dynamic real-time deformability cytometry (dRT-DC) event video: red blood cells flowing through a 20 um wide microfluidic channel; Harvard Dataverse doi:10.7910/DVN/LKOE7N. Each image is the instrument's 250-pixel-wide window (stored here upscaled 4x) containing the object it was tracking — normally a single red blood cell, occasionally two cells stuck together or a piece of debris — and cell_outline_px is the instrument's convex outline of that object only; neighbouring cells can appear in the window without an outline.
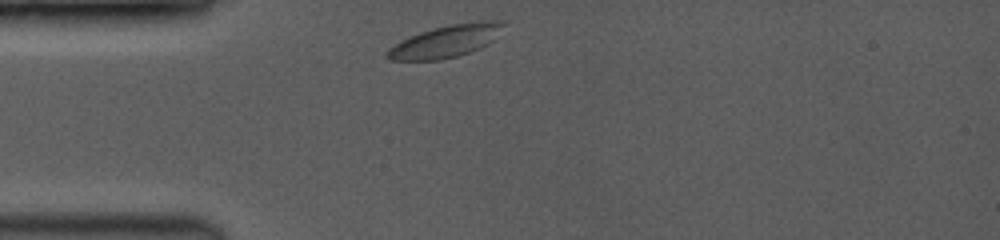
{"species": "common noctule bat (a hibernating species)", "species_latin": "Nyctalus noctula", "temperature_condition": "room temperature", "stored_images_in_passage": 36, "segment_of_instrument_passage": [1, 2], "camera_frame_rate_fps": 3500, "um_per_image_px": 0.085, "animal": {"sex": "female", "body_mass_g": 19.0, "forearm_length_mm": 53.3}, "frame": {"image": 1, "passage_image": 1, "time_ms": 0.0, "image_size_px": [1000, 240], "cell_outline_px": [[504, 24], [492, 40], [488, 44], [468, 52], [456, 56], [436, 60], [392, 60], [384, 56], [384, 52], [388, 48], [420, 32], [452, 24], [492, 20], [504, 20]], "centroid_in_image_um": [37.86, 3.51], "position_along_channel_um": 47.1, "area_um2": 21.15}}
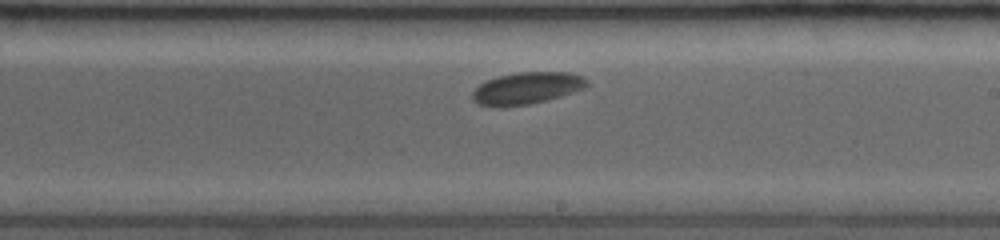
{"frame": {"image": 2, "passage_image": 20, "time_ms": 5.429, "image_size_px": [1000, 240], "cell_outline_px": [[588, 84], [584, 88], [548, 100], [528, 104], [504, 108], [476, 104], [472, 100], [472, 92], [480, 84], [496, 76], [520, 72], [568, 72], [584, 76], [588, 80]], "centroid_in_image_um": [44.76, 7.5], "position_along_channel_um": 244.2, "area_um2": 21.5}}
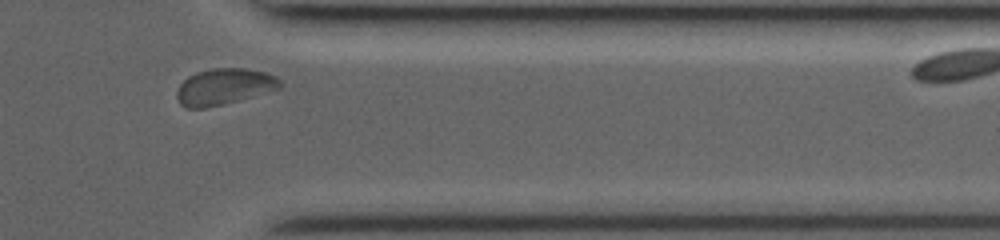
{"frame": {"image": 3, "passage_image": 33, "time_ms": 9.143, "image_size_px": [1000, 240], "cell_outline_px": [[284, 84], [280, 88], [224, 104], [204, 108], [184, 108], [180, 104], [176, 96], [176, 92], [180, 84], [188, 76], [196, 72], [212, 68], [244, 68], [264, 72], [276, 76]], "centroid_in_image_um": [19.03, 7.36], "position_along_channel_um": 392.4, "area_um2": 21.79}}